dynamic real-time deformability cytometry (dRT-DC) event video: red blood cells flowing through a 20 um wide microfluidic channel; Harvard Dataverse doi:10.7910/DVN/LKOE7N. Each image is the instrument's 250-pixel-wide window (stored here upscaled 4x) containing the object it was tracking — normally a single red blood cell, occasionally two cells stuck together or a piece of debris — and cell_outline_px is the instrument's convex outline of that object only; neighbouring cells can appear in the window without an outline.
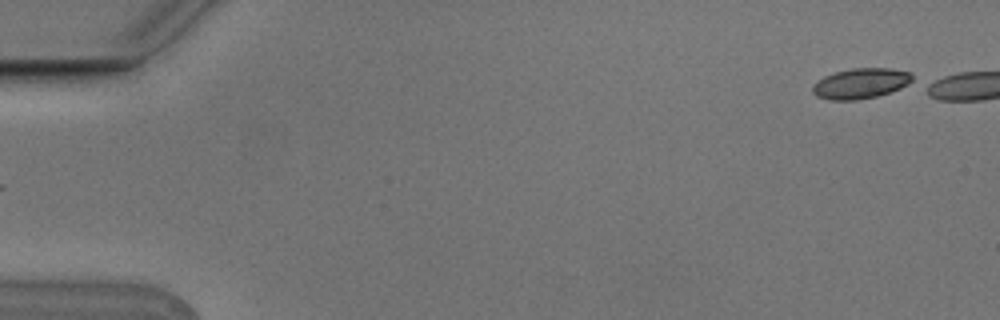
{"species": "Egyptian fruit bat (a non-hibernating species)", "species_latin": "Rousettus aegyptiacus", "temperature_condition": "cold", "stored_images_in_passage": 5, "segment_of_instrument_passage": [2, 2], "camera_frame_rate_fps": 3000, "um_per_image_px": 0.085, "animal": {"sex": "male"}, "frame": {"image": 1, "passage_image": 5, "time_ms": 1.333, "image_size_px": [1000, 320], "cell_outline_px": [[912, 80], [908, 84], [900, 88], [876, 96], [856, 100], [832, 100], [816, 96], [812, 92], [812, 84], [824, 76], [836, 72], [852, 68], [892, 68], [912, 72]], "centroid_in_image_um": [73.14, 7.08], "position_along_channel_um": 11.9, "area_um2": 17.63}}